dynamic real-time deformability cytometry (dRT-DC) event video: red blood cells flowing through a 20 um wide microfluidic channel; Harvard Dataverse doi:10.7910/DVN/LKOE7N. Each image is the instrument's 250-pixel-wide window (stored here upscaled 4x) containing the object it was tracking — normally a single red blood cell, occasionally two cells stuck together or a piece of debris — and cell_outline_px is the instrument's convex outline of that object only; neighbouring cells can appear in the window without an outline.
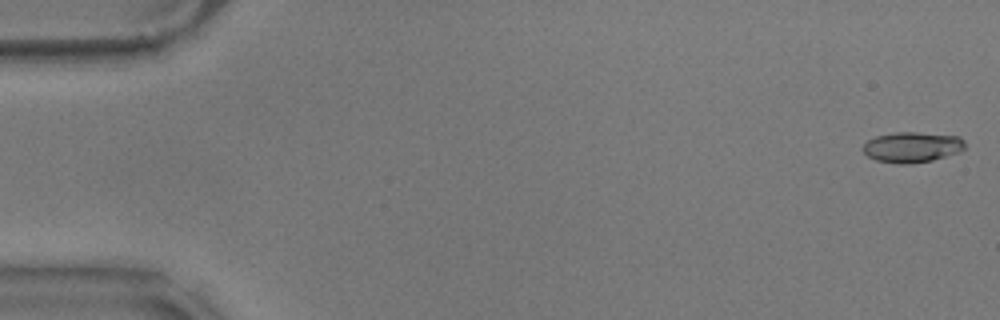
{"species": "common noctule bat (a hibernating species)", "species_latin": "Nyctalus noctula", "temperature_condition": "warm", "stored_images_in_passage": 57, "camera_frame_rate_fps": 3000, "um_per_image_px": 0.085, "animal": {"sex": "male", "body_mass_g": 17.9}, "frame": {"image": 1, "passage_image": 1, "time_ms": 0.0, "image_size_px": [1000, 320], "cell_outline_px": [[964, 148], [960, 152], [932, 160], [908, 164], [900, 164], [876, 160], [868, 156], [864, 152], [864, 144], [868, 140], [876, 136], [896, 132], [916, 132], [960, 136], [964, 140]], "centroid_in_image_um": [77.55, 12.5], "position_along_channel_um": 7.5, "area_um2": 18.03}}
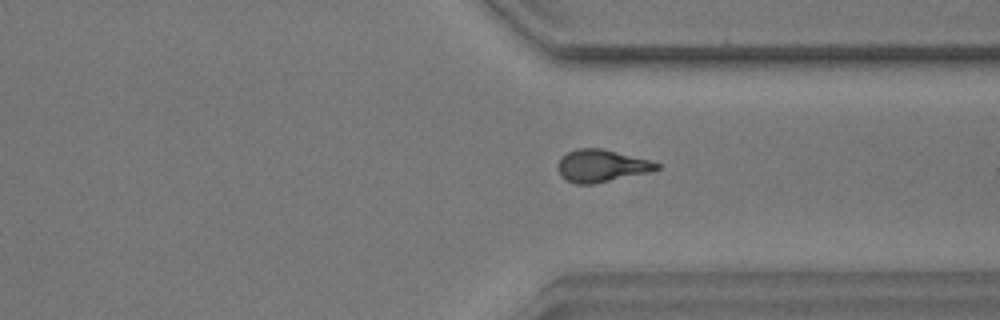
{"frame": {"image": 2, "passage_image": 43, "time_ms": 14.0, "image_size_px": [1000, 320], "cell_outline_px": [[660, 168], [648, 172], [592, 184], [576, 184], [560, 176], [556, 168], [556, 164], [560, 156], [576, 148], [600, 148], [652, 160], [660, 164]], "centroid_in_image_um": [51.08, 14.08], "position_along_channel_um": 360.3, "area_um2": 18.73}}
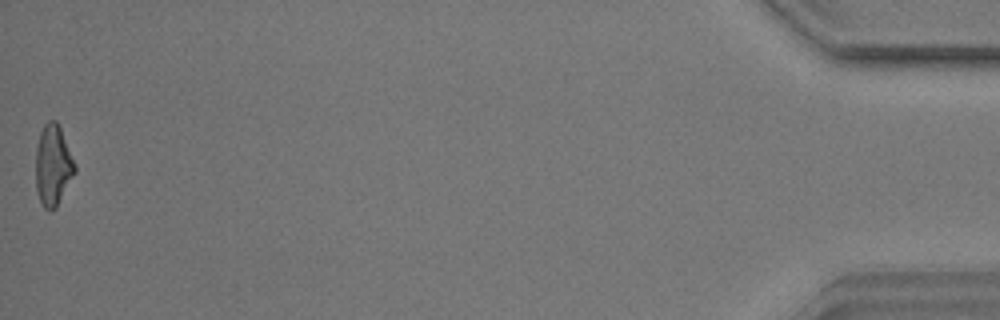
{"frame": {"image": 3, "passage_image": 57, "time_ms": 18.667, "image_size_px": [1000, 320], "cell_outline_px": [[76, 172], [56, 208], [52, 212], [48, 212], [44, 208], [40, 200], [36, 188], [36, 148], [40, 132], [44, 124], [48, 120], [56, 120], [60, 128], [76, 164]], "centroid_in_image_um": [4.51, 14.08], "position_along_channel_um": 430.7, "area_um2": 18.55}, "authors_computed_cell_mechanics": {"area_um2": 18.2648, "velocity_mm_per_s": 3.5444, "shape_relaxation_time_tau1_ms": 8.9753, "shape_relaxation_time_tau2_ms": 1.9498, "deformation_change_tau1": 0.2501, "deformation_change_tau2": 0.0959}}